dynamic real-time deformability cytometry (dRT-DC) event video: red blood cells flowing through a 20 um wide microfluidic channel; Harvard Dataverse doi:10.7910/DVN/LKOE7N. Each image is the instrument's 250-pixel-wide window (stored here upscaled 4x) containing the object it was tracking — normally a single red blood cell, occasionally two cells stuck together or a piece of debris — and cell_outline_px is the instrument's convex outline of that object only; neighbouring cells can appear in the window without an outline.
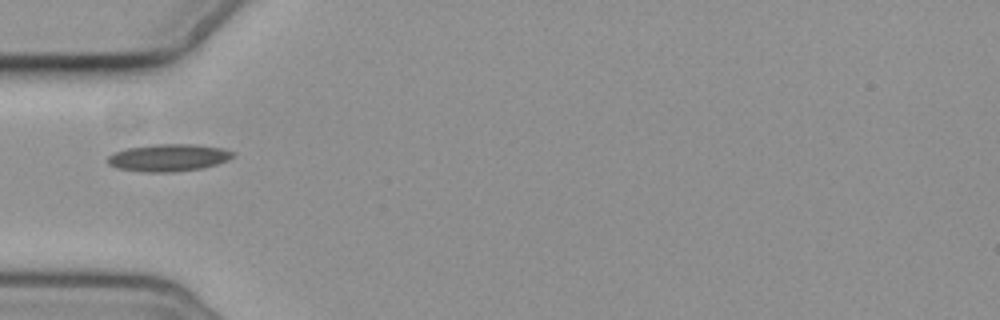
{"species": "common noctule bat (a hibernating species)", "species_latin": "Nyctalus noctula", "temperature_condition": "cold", "stored_images_in_passage": 3, "camera_frame_rate_fps": 3000, "um_per_image_px": 0.085, "animal": {"sex": "female", "body_mass_g": 19.3, "forearm_length_mm": 54.1}, "frame": {"image": 1, "passage_image": 1, "time_ms": 0.0, "image_size_px": [1000, 320], "cell_outline_px": [[236, 152], [228, 160], [216, 164], [200, 168], [172, 172], [148, 172], [116, 168], [108, 164], [108, 156], [112, 152], [124, 148], [156, 144], [192, 144], [224, 148]], "centroid_in_image_um": [14.29, 13.39], "position_along_channel_um": 70.7, "area_um2": 19.94}}
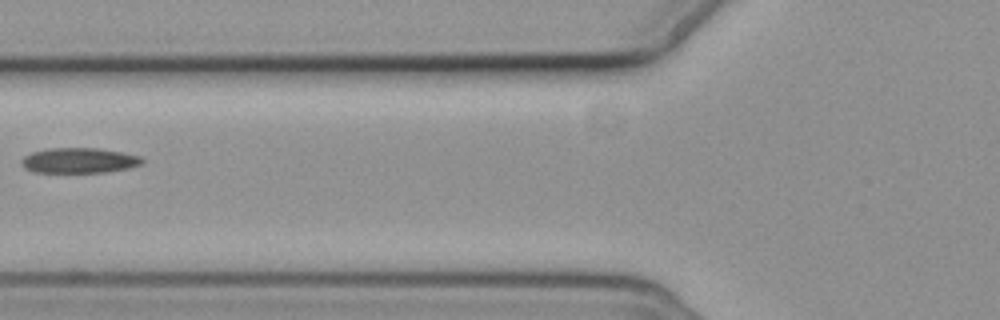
{"frame": {"image": 2, "passage_image": 2, "time_ms": 1.333, "image_size_px": [1000, 320], "cell_outline_px": [[144, 160], [140, 164], [128, 168], [104, 172], [36, 172], [24, 168], [20, 164], [20, 160], [24, 156], [32, 152], [48, 148], [100, 148], [124, 152], [140, 156]], "centroid_in_image_um": [6.7, 13.63], "position_along_channel_um": 119.1, "area_um2": 17.8}}
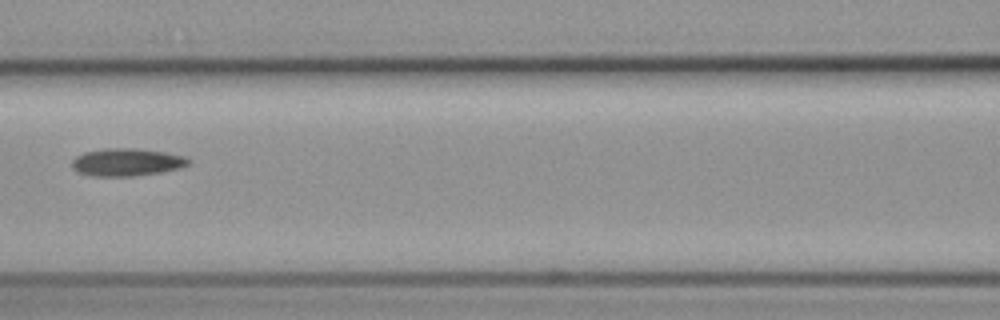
{"frame": {"image": 3, "passage_image": 3, "time_ms": 2.333, "image_size_px": [1000, 320], "cell_outline_px": [[192, 160], [188, 164], [180, 168], [160, 172], [132, 176], [92, 176], [76, 172], [72, 168], [72, 160], [76, 156], [84, 152], [104, 148], [136, 148], [164, 152], [184, 156]], "centroid_in_image_um": [10.74, 13.78], "position_along_channel_um": 155.9, "area_um2": 18.84}}